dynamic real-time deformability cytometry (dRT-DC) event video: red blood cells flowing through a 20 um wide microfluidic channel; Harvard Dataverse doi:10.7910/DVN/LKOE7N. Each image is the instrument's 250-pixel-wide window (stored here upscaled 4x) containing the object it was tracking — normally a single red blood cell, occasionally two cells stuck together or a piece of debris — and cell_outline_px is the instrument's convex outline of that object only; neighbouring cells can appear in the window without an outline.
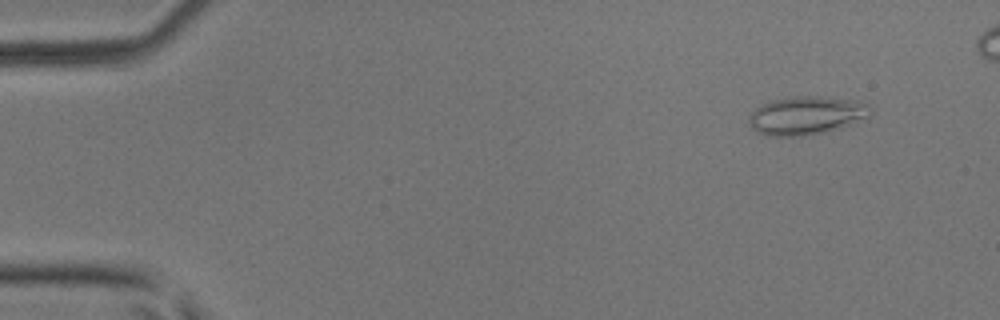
{"species": "common noctule bat (a hibernating species)", "species_latin": "Nyctalus noctula", "temperature_condition": "room temperature", "stored_images_in_passage": 5, "camera_frame_rate_fps": 3000, "um_per_image_px": 0.085, "animal": {"sex": "male", "body_mass_g": 17.9, "forearm_length_mm": 54.2}, "frame": {"image": 1, "passage_image": 1, "time_ms": 0.0, "image_size_px": [1000, 320], "cell_outline_px": [[872, 108], [868, 116], [840, 128], [808, 136], [764, 136], [752, 128], [748, 124], [748, 116], [756, 108], [768, 100], [792, 96], [820, 96], [860, 100], [868, 104]], "centroid_in_image_um": [68.51, 9.8], "position_along_channel_um": 16.5, "area_um2": 27.57}}